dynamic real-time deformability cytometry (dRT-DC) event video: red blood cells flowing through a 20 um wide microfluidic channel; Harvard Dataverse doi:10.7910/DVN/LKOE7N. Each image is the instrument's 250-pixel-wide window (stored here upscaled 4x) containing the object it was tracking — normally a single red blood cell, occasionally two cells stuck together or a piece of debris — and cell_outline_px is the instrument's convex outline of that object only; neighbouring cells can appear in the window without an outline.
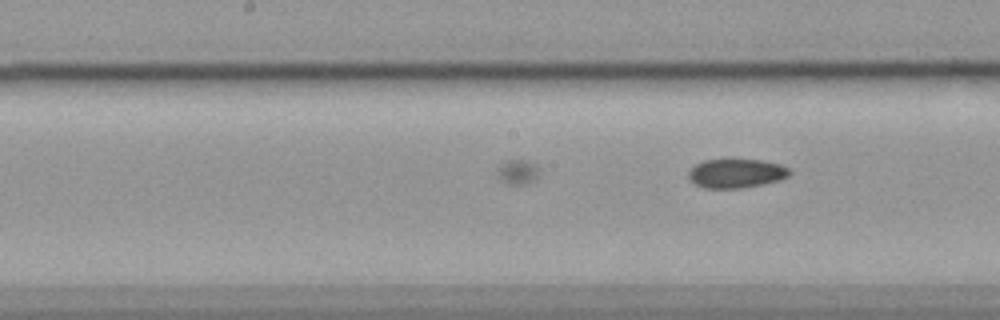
{"species": "common noctule bat (a hibernating species)", "species_latin": "Nyctalus noctula", "temperature_condition": "cold", "stored_images_in_passage": 29, "camera_frame_rate_fps": 3000, "um_per_image_px": 0.085, "animal": {"sex": "female", "body_mass_g": 19.9}, "frame": {"image": 1, "passage_image": 29, "time_ms": 9.333, "image_size_px": [1000, 320], "cell_outline_px": [[792, 172], [788, 176], [780, 180], [740, 188], [704, 188], [688, 180], [688, 172], [696, 164], [704, 160], [760, 160], [780, 164], [788, 168]], "centroid_in_image_um": [62.56, 14.74], "position_along_channel_um": 185.6, "area_um2": 16.94}}